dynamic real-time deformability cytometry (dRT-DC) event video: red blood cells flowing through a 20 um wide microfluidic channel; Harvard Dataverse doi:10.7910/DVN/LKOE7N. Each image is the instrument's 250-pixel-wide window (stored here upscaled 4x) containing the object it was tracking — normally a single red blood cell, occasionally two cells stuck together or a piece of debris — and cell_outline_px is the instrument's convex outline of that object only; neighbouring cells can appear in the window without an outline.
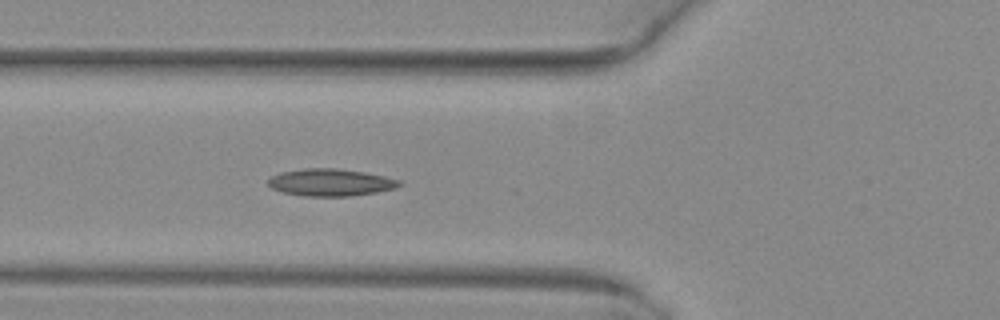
{"species": "common noctule bat (a hibernating species)", "species_latin": "Nyctalus noctula", "temperature_condition": "warm", "stored_images_in_passage": 3, "camera_frame_rate_fps": 3000, "um_per_image_px": 0.085, "animal": {"sex": "female", "body_mass_g": 29.2, "forearm_length_mm": 56.3}, "frame": {"image": 1, "passage_image": 3, "time_ms": 0.667, "image_size_px": [1000, 320], "cell_outline_px": [[404, 184], [396, 188], [376, 192], [352, 196], [304, 196], [284, 192], [272, 188], [268, 184], [268, 180], [272, 176], [280, 172], [304, 168], [336, 168], [364, 172], [384, 176], [400, 180]], "centroid_in_image_um": [28.12, 15.5], "position_along_channel_um": 97.7, "area_um2": 20.81}}